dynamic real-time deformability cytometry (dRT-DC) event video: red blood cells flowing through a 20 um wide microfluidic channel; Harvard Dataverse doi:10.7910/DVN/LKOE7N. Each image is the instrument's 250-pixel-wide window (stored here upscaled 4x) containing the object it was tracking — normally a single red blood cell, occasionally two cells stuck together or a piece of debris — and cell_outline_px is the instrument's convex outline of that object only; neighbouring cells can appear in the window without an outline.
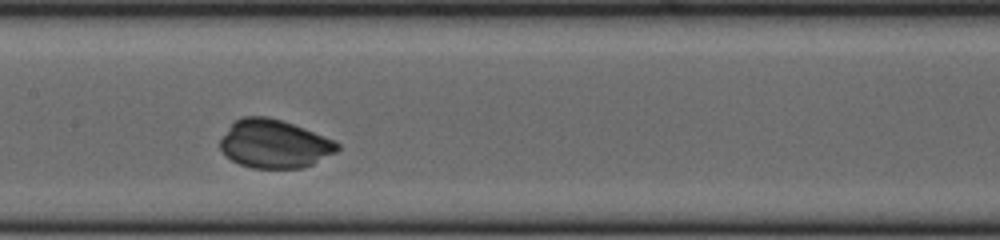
{"species": "common noctule bat (a hibernating species)", "species_latin": "Nyctalus noctula", "temperature_condition": "cold", "stored_images_in_passage": 37, "camera_frame_rate_fps": 3000, "um_per_image_px": 0.085, "animal": {"sex": "female", "body_mass_g": 23.0, "forearm_length_mm": 53.4}, "frame": {"image": 1, "passage_image": 13, "time_ms": 4.0, "image_size_px": [1000, 240], "cell_outline_px": [[340, 148], [336, 152], [312, 164], [300, 168], [252, 168], [240, 164], [232, 160], [220, 148], [220, 140], [228, 128], [236, 120], [244, 116], [268, 116], [304, 128], [336, 140], [340, 144]], "centroid_in_image_um": [23.34, 12.23], "position_along_channel_um": 184.1, "area_um2": 32.83}}
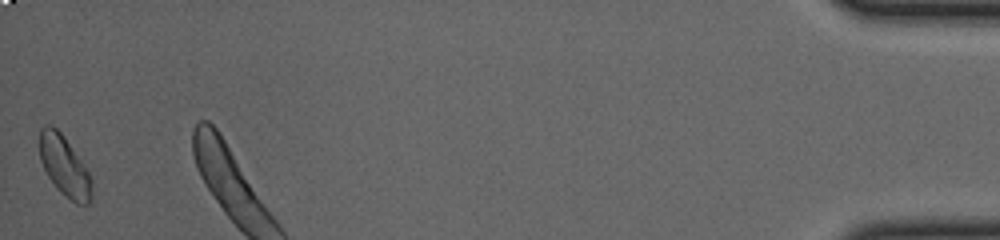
{"frame": {"image": 2, "passage_image": 37, "time_ms": 12.0, "image_size_px": [1000, 240], "cell_outline_px": [[92, 200], [88, 204], [76, 204], [60, 192], [56, 188], [48, 176], [40, 160], [40, 128], [44, 124], [52, 124], [64, 136], [88, 172], [92, 180]], "centroid_in_image_um": [5.47, 14.13], "position_along_channel_um": 429.7, "area_um2": 18.26}, "authors_computed_cell_mechanics": {"area_um2": 17.9758, "velocity_mm_per_s": 3.8278, "shape_relaxation_time_tau1_ms": null, "shape_relaxation_time_tau2_ms": 4.7179, "deformation_change_tau1": null, "deformation_change_tau2": 0.0625}}